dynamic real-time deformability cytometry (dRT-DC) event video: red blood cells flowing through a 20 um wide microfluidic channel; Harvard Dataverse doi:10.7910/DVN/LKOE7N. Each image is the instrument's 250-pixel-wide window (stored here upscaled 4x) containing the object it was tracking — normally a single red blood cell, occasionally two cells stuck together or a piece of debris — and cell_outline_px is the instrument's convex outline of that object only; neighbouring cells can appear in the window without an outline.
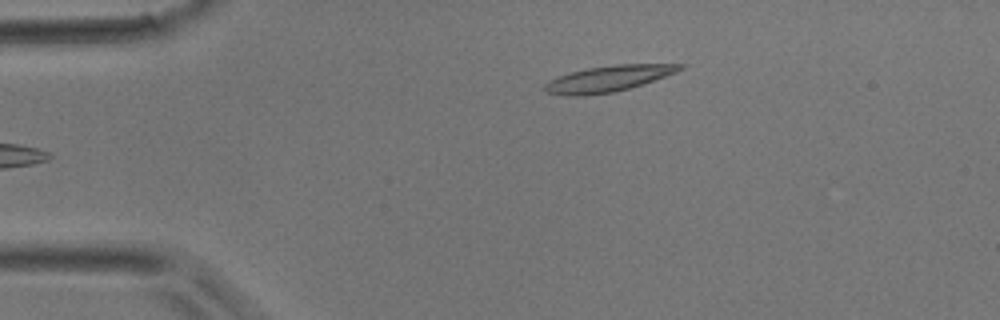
{"species": "common noctule bat (a hibernating species)", "species_latin": "Nyctalus noctula", "temperature_condition": "room temperature", "stored_images_in_passage": 5, "camera_frame_rate_fps": 3000, "um_per_image_px": 0.085, "animal": {"sex": "male", "body_mass_g": 17.9}, "frame": {"image": 1, "passage_image": 5, "time_ms": 1.333, "image_size_px": [1000, 320], "cell_outline_px": [[684, 68], [676, 72], [644, 84], [612, 92], [584, 96], [568, 96], [548, 92], [544, 88], [544, 84], [548, 80], [572, 72], [588, 68], [616, 64], [684, 64]], "centroid_in_image_um": [51.71, 6.69], "position_along_channel_um": 33.3, "area_um2": 20.29}}